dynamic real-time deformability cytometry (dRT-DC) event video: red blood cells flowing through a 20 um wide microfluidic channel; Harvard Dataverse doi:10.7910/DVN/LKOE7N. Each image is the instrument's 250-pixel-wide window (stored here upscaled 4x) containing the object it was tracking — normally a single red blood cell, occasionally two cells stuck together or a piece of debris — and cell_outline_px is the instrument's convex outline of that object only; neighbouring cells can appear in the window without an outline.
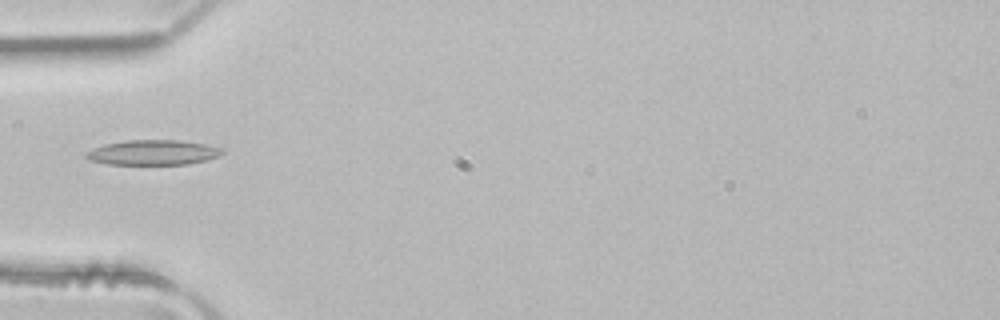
{"species": "common noctule bat (a hibernating species)", "species_latin": "Nyctalus noctula", "temperature_condition": "room temperature", "stored_images_in_passage": 4, "camera_frame_rate_fps": 3000, "um_per_image_px": 0.085, "animal": {"sex": "male", "body_mass_g": 21.5, "forearm_length_mm": 52.0}, "frame": {"image": 1, "passage_image": 4, "time_ms": 1.0, "image_size_px": [1000, 320], "cell_outline_px": [[224, 152], [220, 156], [208, 160], [188, 164], [108, 164], [88, 160], [84, 156], [84, 152], [92, 148], [104, 144], [128, 140], [180, 140], [208, 144], [224, 148]], "centroid_in_image_um": [13.03, 12.96], "position_along_channel_um": 72.0, "area_um2": 20.17}}